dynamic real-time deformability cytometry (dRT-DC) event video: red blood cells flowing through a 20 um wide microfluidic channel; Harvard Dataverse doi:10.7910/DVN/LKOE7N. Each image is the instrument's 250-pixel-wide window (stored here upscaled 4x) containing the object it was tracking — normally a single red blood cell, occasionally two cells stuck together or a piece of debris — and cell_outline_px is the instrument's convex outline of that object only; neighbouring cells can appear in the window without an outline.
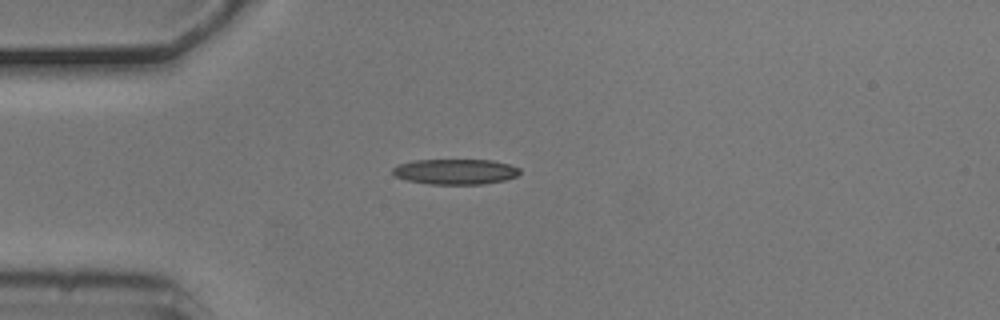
{"species": "common noctule bat (a hibernating species)", "species_latin": "Nyctalus noctula", "temperature_condition": "cold", "stored_images_in_passage": 5, "camera_frame_rate_fps": 3000, "um_per_image_px": 0.085, "animal": {"sex": "male", "body_mass_g": 20.5, "forearm_length_mm": 52.5}, "frame": {"image": 1, "passage_image": 1, "time_ms": 0.0, "image_size_px": [1000, 320], "cell_outline_px": [[520, 172], [516, 176], [504, 180], [484, 184], [428, 184], [408, 180], [396, 176], [392, 172], [392, 168], [400, 164], [412, 160], [492, 160], [508, 164], [520, 168]], "centroid_in_image_um": [38.71, 14.59], "position_along_channel_um": 46.3, "area_um2": 18.73}}
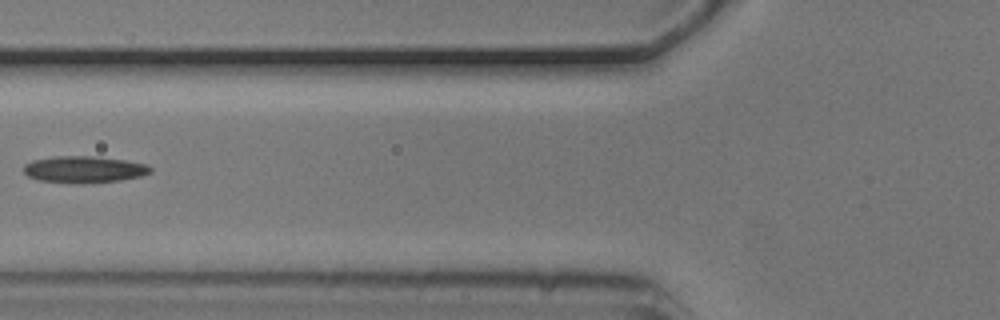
{"frame": {"image": 2, "passage_image": 3, "time_ms": 0.667, "image_size_px": [1000, 320], "cell_outline_px": [[152, 172], [140, 176], [120, 180], [80, 184], [68, 184], [36, 180], [28, 176], [24, 172], [24, 164], [32, 160], [56, 156], [92, 156], [124, 160], [148, 164], [152, 168]], "centroid_in_image_um": [7.12, 14.41], "position_along_channel_um": 118.7, "area_um2": 20.0}}
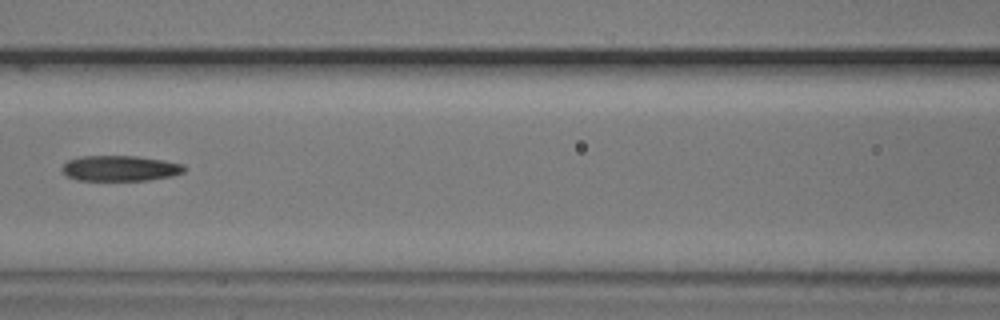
{"frame": {"image": 3, "passage_image": 4, "time_ms": 1.0, "image_size_px": [1000, 320], "cell_outline_px": [[188, 168], [184, 172], [172, 176], [148, 180], [76, 180], [68, 176], [60, 168], [68, 160], [80, 156], [136, 156], [164, 160], [184, 164]], "centroid_in_image_um": [10.24, 14.3], "position_along_channel_um": 156.4, "area_um2": 18.26}}